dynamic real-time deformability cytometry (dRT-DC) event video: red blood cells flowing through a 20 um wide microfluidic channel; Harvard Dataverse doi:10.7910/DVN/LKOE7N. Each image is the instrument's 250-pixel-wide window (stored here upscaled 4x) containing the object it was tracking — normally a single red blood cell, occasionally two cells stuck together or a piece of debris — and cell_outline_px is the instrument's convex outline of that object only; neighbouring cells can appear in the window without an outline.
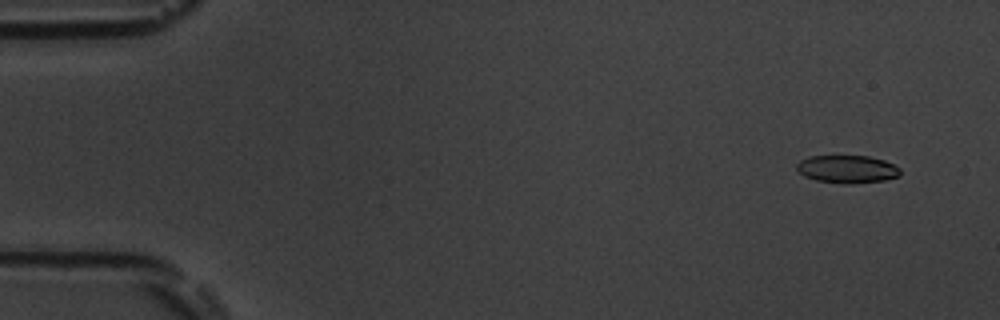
{"species": "common noctule bat (a hibernating species)", "species_latin": "Nyctalus noctula", "temperature_condition": "room temperature", "stored_images_in_passage": 52, "camera_frame_rate_fps": 3000, "um_per_image_px": 0.085, "animal": {"sex": "male", "body_mass_g": 19.5, "forearm_length_mm": 54.6}, "frame": {"image": 1, "passage_image": 1, "time_ms": 0.0, "image_size_px": [1000, 320], "cell_outline_px": [[900, 176], [884, 180], [848, 184], [844, 184], [816, 180], [804, 176], [796, 168], [796, 164], [800, 160], [808, 156], [868, 156], [884, 160], [900, 168]], "centroid_in_image_um": [72.0, 14.37], "position_along_channel_um": 13.0, "area_um2": 16.76}}
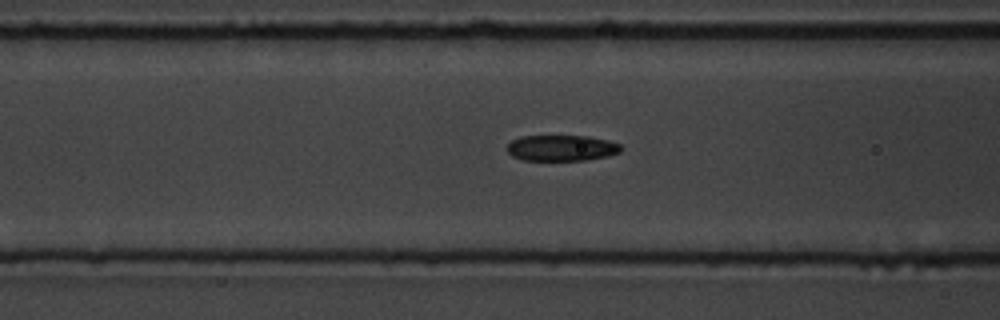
{"frame": {"image": 2, "passage_image": 19, "time_ms": 6.0, "image_size_px": [1000, 320], "cell_outline_px": [[620, 152], [608, 156], [588, 160], [520, 160], [512, 156], [508, 152], [508, 144], [512, 140], [520, 136], [588, 136], [608, 140], [620, 144]], "centroid_in_image_um": [47.72, 12.58], "position_along_channel_um": 118.9, "area_um2": 17.22}}
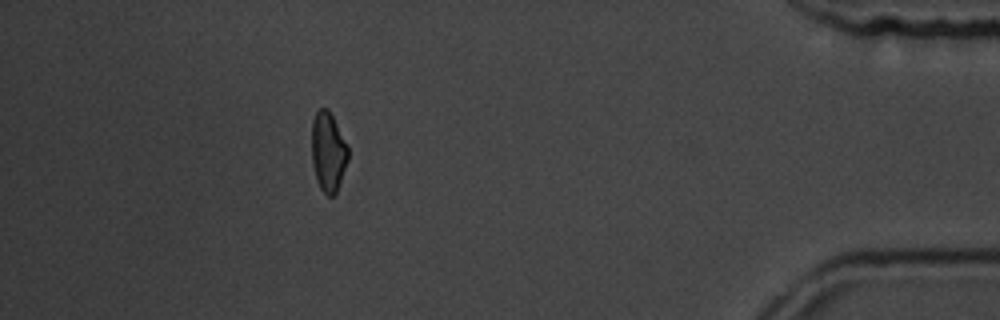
{"frame": {"image": 3, "passage_image": 46, "time_ms": 15.0, "image_size_px": [1000, 320], "cell_outline_px": [[348, 160], [336, 192], [332, 196], [328, 196], [320, 188], [316, 180], [312, 160], [312, 120], [316, 112], [320, 108], [328, 108], [348, 144]], "centroid_in_image_um": [27.9, 12.88], "position_along_channel_um": 407.3, "area_um2": 16.88}, "authors_computed_cell_mechanics": {"area_um2": 17.5712, "velocity_mm_per_s": 3.7813, "shape_relaxation_time_tau1_ms": 2.9766, "shape_relaxation_time_tau2_ms": 3.0571, "deformation_change_tau1": 0.1172, "deformation_change_tau2": 0.0921}}